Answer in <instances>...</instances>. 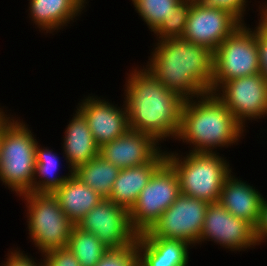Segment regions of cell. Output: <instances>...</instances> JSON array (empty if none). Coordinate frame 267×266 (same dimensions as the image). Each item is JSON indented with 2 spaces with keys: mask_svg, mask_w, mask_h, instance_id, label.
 Masks as SVG:
<instances>
[{
  "mask_svg": "<svg viewBox=\"0 0 267 266\" xmlns=\"http://www.w3.org/2000/svg\"><path fill=\"white\" fill-rule=\"evenodd\" d=\"M95 266H138L136 243L127 247L108 249Z\"/></svg>",
  "mask_w": 267,
  "mask_h": 266,
  "instance_id": "obj_27",
  "label": "cell"
},
{
  "mask_svg": "<svg viewBox=\"0 0 267 266\" xmlns=\"http://www.w3.org/2000/svg\"><path fill=\"white\" fill-rule=\"evenodd\" d=\"M42 261L44 266H81L68 247L46 252L42 255Z\"/></svg>",
  "mask_w": 267,
  "mask_h": 266,
  "instance_id": "obj_29",
  "label": "cell"
},
{
  "mask_svg": "<svg viewBox=\"0 0 267 266\" xmlns=\"http://www.w3.org/2000/svg\"><path fill=\"white\" fill-rule=\"evenodd\" d=\"M150 56L143 67L168 90L185 100L211 92L213 52L179 38H167L152 44Z\"/></svg>",
  "mask_w": 267,
  "mask_h": 266,
  "instance_id": "obj_2",
  "label": "cell"
},
{
  "mask_svg": "<svg viewBox=\"0 0 267 266\" xmlns=\"http://www.w3.org/2000/svg\"><path fill=\"white\" fill-rule=\"evenodd\" d=\"M165 160L166 149H163L149 163L137 167L120 169L108 199L130 211L155 170Z\"/></svg>",
  "mask_w": 267,
  "mask_h": 266,
  "instance_id": "obj_20",
  "label": "cell"
},
{
  "mask_svg": "<svg viewBox=\"0 0 267 266\" xmlns=\"http://www.w3.org/2000/svg\"><path fill=\"white\" fill-rule=\"evenodd\" d=\"M212 241L232 253L253 250L257 245L255 228L227 211L219 202L210 203L205 214L198 246Z\"/></svg>",
  "mask_w": 267,
  "mask_h": 266,
  "instance_id": "obj_11",
  "label": "cell"
},
{
  "mask_svg": "<svg viewBox=\"0 0 267 266\" xmlns=\"http://www.w3.org/2000/svg\"><path fill=\"white\" fill-rule=\"evenodd\" d=\"M83 96L84 98H81L75 108L85 117L99 147L123 136L129 130L128 113L124 101L118 106L103 95L98 97L91 92L86 97Z\"/></svg>",
  "mask_w": 267,
  "mask_h": 266,
  "instance_id": "obj_14",
  "label": "cell"
},
{
  "mask_svg": "<svg viewBox=\"0 0 267 266\" xmlns=\"http://www.w3.org/2000/svg\"><path fill=\"white\" fill-rule=\"evenodd\" d=\"M235 176L236 173L231 172L225 179L218 202L232 215L245 220L255 228L264 195L253 184Z\"/></svg>",
  "mask_w": 267,
  "mask_h": 266,
  "instance_id": "obj_17",
  "label": "cell"
},
{
  "mask_svg": "<svg viewBox=\"0 0 267 266\" xmlns=\"http://www.w3.org/2000/svg\"><path fill=\"white\" fill-rule=\"evenodd\" d=\"M162 150L153 136L129 129L123 136L101 145L99 156L124 169L149 163Z\"/></svg>",
  "mask_w": 267,
  "mask_h": 266,
  "instance_id": "obj_15",
  "label": "cell"
},
{
  "mask_svg": "<svg viewBox=\"0 0 267 266\" xmlns=\"http://www.w3.org/2000/svg\"><path fill=\"white\" fill-rule=\"evenodd\" d=\"M60 208L68 219L77 225L78 222L103 199L92 188L83 184L73 173L53 192Z\"/></svg>",
  "mask_w": 267,
  "mask_h": 266,
  "instance_id": "obj_21",
  "label": "cell"
},
{
  "mask_svg": "<svg viewBox=\"0 0 267 266\" xmlns=\"http://www.w3.org/2000/svg\"><path fill=\"white\" fill-rule=\"evenodd\" d=\"M151 34L186 0H130Z\"/></svg>",
  "mask_w": 267,
  "mask_h": 266,
  "instance_id": "obj_25",
  "label": "cell"
},
{
  "mask_svg": "<svg viewBox=\"0 0 267 266\" xmlns=\"http://www.w3.org/2000/svg\"><path fill=\"white\" fill-rule=\"evenodd\" d=\"M214 94L247 131L250 122L267 118V81L260 73L224 82Z\"/></svg>",
  "mask_w": 267,
  "mask_h": 266,
  "instance_id": "obj_9",
  "label": "cell"
},
{
  "mask_svg": "<svg viewBox=\"0 0 267 266\" xmlns=\"http://www.w3.org/2000/svg\"><path fill=\"white\" fill-rule=\"evenodd\" d=\"M208 206L205 201L180 194L146 233L150 237L183 240L195 248Z\"/></svg>",
  "mask_w": 267,
  "mask_h": 266,
  "instance_id": "obj_10",
  "label": "cell"
},
{
  "mask_svg": "<svg viewBox=\"0 0 267 266\" xmlns=\"http://www.w3.org/2000/svg\"><path fill=\"white\" fill-rule=\"evenodd\" d=\"M163 148L166 149V161L178 177L181 194L209 204L218 202L223 183L233 171L227 157L219 152L183 153L179 150V153Z\"/></svg>",
  "mask_w": 267,
  "mask_h": 266,
  "instance_id": "obj_4",
  "label": "cell"
},
{
  "mask_svg": "<svg viewBox=\"0 0 267 266\" xmlns=\"http://www.w3.org/2000/svg\"><path fill=\"white\" fill-rule=\"evenodd\" d=\"M243 25L229 12L191 0L183 39L214 52L224 39Z\"/></svg>",
  "mask_w": 267,
  "mask_h": 266,
  "instance_id": "obj_13",
  "label": "cell"
},
{
  "mask_svg": "<svg viewBox=\"0 0 267 266\" xmlns=\"http://www.w3.org/2000/svg\"><path fill=\"white\" fill-rule=\"evenodd\" d=\"M250 27L241 25L213 52L211 93L231 79L260 73L256 27Z\"/></svg>",
  "mask_w": 267,
  "mask_h": 266,
  "instance_id": "obj_7",
  "label": "cell"
},
{
  "mask_svg": "<svg viewBox=\"0 0 267 266\" xmlns=\"http://www.w3.org/2000/svg\"><path fill=\"white\" fill-rule=\"evenodd\" d=\"M255 26L260 74L267 81V33L258 24Z\"/></svg>",
  "mask_w": 267,
  "mask_h": 266,
  "instance_id": "obj_31",
  "label": "cell"
},
{
  "mask_svg": "<svg viewBox=\"0 0 267 266\" xmlns=\"http://www.w3.org/2000/svg\"><path fill=\"white\" fill-rule=\"evenodd\" d=\"M138 266H189L193 247L183 240L150 237L146 232L136 241Z\"/></svg>",
  "mask_w": 267,
  "mask_h": 266,
  "instance_id": "obj_18",
  "label": "cell"
},
{
  "mask_svg": "<svg viewBox=\"0 0 267 266\" xmlns=\"http://www.w3.org/2000/svg\"><path fill=\"white\" fill-rule=\"evenodd\" d=\"M246 132L229 109L210 92L185 100L175 142L189 145L187 152L217 153L220 149L224 151L222 148L239 145Z\"/></svg>",
  "mask_w": 267,
  "mask_h": 266,
  "instance_id": "obj_3",
  "label": "cell"
},
{
  "mask_svg": "<svg viewBox=\"0 0 267 266\" xmlns=\"http://www.w3.org/2000/svg\"><path fill=\"white\" fill-rule=\"evenodd\" d=\"M67 247L81 266H95L108 250L94 234L82 230L77 225L73 226Z\"/></svg>",
  "mask_w": 267,
  "mask_h": 266,
  "instance_id": "obj_24",
  "label": "cell"
},
{
  "mask_svg": "<svg viewBox=\"0 0 267 266\" xmlns=\"http://www.w3.org/2000/svg\"><path fill=\"white\" fill-rule=\"evenodd\" d=\"M120 169L99 155L77 166L73 174L103 199H108Z\"/></svg>",
  "mask_w": 267,
  "mask_h": 266,
  "instance_id": "obj_23",
  "label": "cell"
},
{
  "mask_svg": "<svg viewBox=\"0 0 267 266\" xmlns=\"http://www.w3.org/2000/svg\"><path fill=\"white\" fill-rule=\"evenodd\" d=\"M77 226L94 234L108 249L133 245L139 235L132 228L129 210L109 199H101Z\"/></svg>",
  "mask_w": 267,
  "mask_h": 266,
  "instance_id": "obj_12",
  "label": "cell"
},
{
  "mask_svg": "<svg viewBox=\"0 0 267 266\" xmlns=\"http://www.w3.org/2000/svg\"><path fill=\"white\" fill-rule=\"evenodd\" d=\"M181 194L174 168L165 160L153 173L129 211L132 228L148 231Z\"/></svg>",
  "mask_w": 267,
  "mask_h": 266,
  "instance_id": "obj_8",
  "label": "cell"
},
{
  "mask_svg": "<svg viewBox=\"0 0 267 266\" xmlns=\"http://www.w3.org/2000/svg\"><path fill=\"white\" fill-rule=\"evenodd\" d=\"M265 2H258V4L260 3V5L258 6L257 12H259L257 14L258 17V22L256 21V24H258L266 33H267V1L264 0Z\"/></svg>",
  "mask_w": 267,
  "mask_h": 266,
  "instance_id": "obj_33",
  "label": "cell"
},
{
  "mask_svg": "<svg viewBox=\"0 0 267 266\" xmlns=\"http://www.w3.org/2000/svg\"><path fill=\"white\" fill-rule=\"evenodd\" d=\"M203 4L223 9L230 14L234 15L242 24H247L245 22V16L249 14V3H251V0H199ZM248 8V9H247ZM248 11V12H247Z\"/></svg>",
  "mask_w": 267,
  "mask_h": 266,
  "instance_id": "obj_28",
  "label": "cell"
},
{
  "mask_svg": "<svg viewBox=\"0 0 267 266\" xmlns=\"http://www.w3.org/2000/svg\"><path fill=\"white\" fill-rule=\"evenodd\" d=\"M69 124L66 125L64 135L61 138V155L65 156V165L68 171H73L77 166L89 162L99 155V146L88 127V123L82 113L76 108Z\"/></svg>",
  "mask_w": 267,
  "mask_h": 266,
  "instance_id": "obj_19",
  "label": "cell"
},
{
  "mask_svg": "<svg viewBox=\"0 0 267 266\" xmlns=\"http://www.w3.org/2000/svg\"><path fill=\"white\" fill-rule=\"evenodd\" d=\"M190 8L191 0H186L168 19H164L152 34L155 36L156 41L182 37Z\"/></svg>",
  "mask_w": 267,
  "mask_h": 266,
  "instance_id": "obj_26",
  "label": "cell"
},
{
  "mask_svg": "<svg viewBox=\"0 0 267 266\" xmlns=\"http://www.w3.org/2000/svg\"><path fill=\"white\" fill-rule=\"evenodd\" d=\"M18 197L24 200L28 239L38 254L40 252L42 256L67 247L74 224L64 214L53 193L26 192Z\"/></svg>",
  "mask_w": 267,
  "mask_h": 266,
  "instance_id": "obj_6",
  "label": "cell"
},
{
  "mask_svg": "<svg viewBox=\"0 0 267 266\" xmlns=\"http://www.w3.org/2000/svg\"><path fill=\"white\" fill-rule=\"evenodd\" d=\"M1 140H2V127L0 128V144H1Z\"/></svg>",
  "mask_w": 267,
  "mask_h": 266,
  "instance_id": "obj_35",
  "label": "cell"
},
{
  "mask_svg": "<svg viewBox=\"0 0 267 266\" xmlns=\"http://www.w3.org/2000/svg\"><path fill=\"white\" fill-rule=\"evenodd\" d=\"M17 116L12 114L2 126L0 183L18 197L33 192L35 148L39 141L27 122Z\"/></svg>",
  "mask_w": 267,
  "mask_h": 266,
  "instance_id": "obj_5",
  "label": "cell"
},
{
  "mask_svg": "<svg viewBox=\"0 0 267 266\" xmlns=\"http://www.w3.org/2000/svg\"><path fill=\"white\" fill-rule=\"evenodd\" d=\"M267 197L264 196L258 224L255 227L257 245L267 242ZM262 243V244H261Z\"/></svg>",
  "mask_w": 267,
  "mask_h": 266,
  "instance_id": "obj_32",
  "label": "cell"
},
{
  "mask_svg": "<svg viewBox=\"0 0 267 266\" xmlns=\"http://www.w3.org/2000/svg\"><path fill=\"white\" fill-rule=\"evenodd\" d=\"M27 1H29L27 11L31 23L45 35L57 34L61 29L63 31L65 27L69 26L68 24L72 26L71 24L79 20L80 16L87 11L86 7L89 5L88 0Z\"/></svg>",
  "mask_w": 267,
  "mask_h": 266,
  "instance_id": "obj_16",
  "label": "cell"
},
{
  "mask_svg": "<svg viewBox=\"0 0 267 266\" xmlns=\"http://www.w3.org/2000/svg\"><path fill=\"white\" fill-rule=\"evenodd\" d=\"M6 106L0 105V128L12 117L11 112H9L8 108H5ZM6 109V110H4ZM9 113V114H8Z\"/></svg>",
  "mask_w": 267,
  "mask_h": 266,
  "instance_id": "obj_34",
  "label": "cell"
},
{
  "mask_svg": "<svg viewBox=\"0 0 267 266\" xmlns=\"http://www.w3.org/2000/svg\"><path fill=\"white\" fill-rule=\"evenodd\" d=\"M38 143L35 148V174L33 179V192L36 193H53L58 189L73 173H62L59 171L62 166L61 158L65 161V156H58L52 148ZM54 151V152H53ZM61 174V175H60Z\"/></svg>",
  "mask_w": 267,
  "mask_h": 266,
  "instance_id": "obj_22",
  "label": "cell"
},
{
  "mask_svg": "<svg viewBox=\"0 0 267 266\" xmlns=\"http://www.w3.org/2000/svg\"><path fill=\"white\" fill-rule=\"evenodd\" d=\"M141 65L131 67L123 85L129 129L149 134L160 144L166 140L174 141L185 99L168 90Z\"/></svg>",
  "mask_w": 267,
  "mask_h": 266,
  "instance_id": "obj_1",
  "label": "cell"
},
{
  "mask_svg": "<svg viewBox=\"0 0 267 266\" xmlns=\"http://www.w3.org/2000/svg\"><path fill=\"white\" fill-rule=\"evenodd\" d=\"M7 256L5 260L0 263V266H44L42 261V256L40 255V259H36V257H32V255H28L25 251L21 250L20 247H13L7 252Z\"/></svg>",
  "mask_w": 267,
  "mask_h": 266,
  "instance_id": "obj_30",
  "label": "cell"
}]
</instances>
